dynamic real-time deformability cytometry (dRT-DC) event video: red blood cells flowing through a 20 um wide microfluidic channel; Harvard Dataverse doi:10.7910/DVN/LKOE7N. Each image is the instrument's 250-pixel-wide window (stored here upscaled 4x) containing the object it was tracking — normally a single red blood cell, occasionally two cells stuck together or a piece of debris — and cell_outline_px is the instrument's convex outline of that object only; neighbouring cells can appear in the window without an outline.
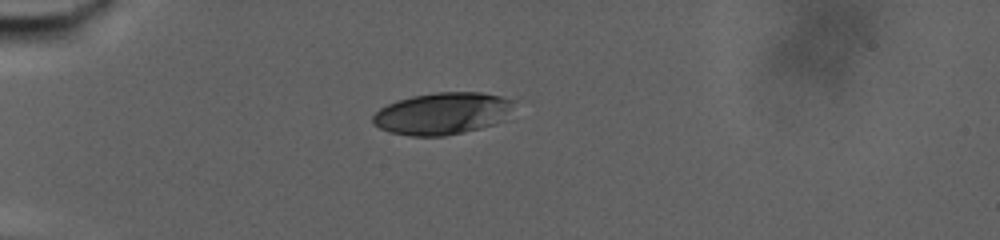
{"species": "human", "species_latin": "Homo sapiens", "temperature_condition": "warm", "stored_images_in_passage": 54, "camera_frame_rate_fps": 3000, "um_per_image_px": 0.085, "donor": {"sex": "male"}, "frame": {"image": 1, "passage_image": 1, "time_ms": 0.0, "image_size_px": [1000, 240], "cell_outline_px": [[516, 100], [508, 120], [496, 124], [464, 132], [444, 136], [412, 136], [392, 132], [380, 128], [372, 124], [372, 116], [380, 108], [388, 104], [412, 96], [436, 92], [480, 92], [500, 96]], "centroid_in_image_um": [37.68, 9.65], "position_along_channel_um": 47.3, "area_um2": 34.85}}
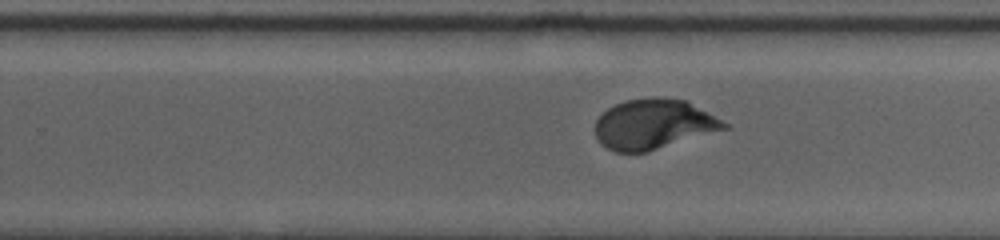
{"frame": {"image": 2, "passage_image": 29, "time_ms": 9.333, "image_size_px": [1000, 240], "cell_outline_px": [[732, 128], [648, 152], [616, 152], [600, 144], [596, 136], [596, 120], [608, 108], [624, 100], [652, 96], [660, 96], [688, 100], [728, 124]], "centroid_in_image_um": [55.6, 10.55], "position_along_channel_um": 274.2, "area_um2": 38.15}}
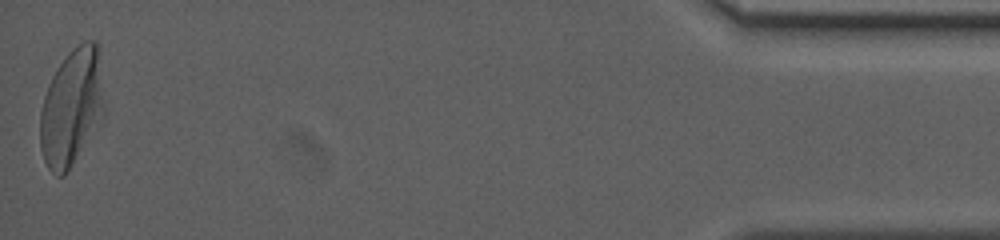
{"frame": {"image": 3, "passage_image": 54, "time_ms": 17.667, "image_size_px": [1000, 240], "cell_outline_px": [[104, 116], [64, 176], [56, 176], [48, 168], [44, 160], [40, 148], [40, 112], [44, 96], [48, 84], [56, 68], [68, 52], [72, 48], [84, 40], [96, 40], [100, 48], [104, 100]], "centroid_in_image_um": [6.1, 9.06], "position_along_channel_um": 429.1, "area_um2": 44.16}, "authors_computed_cell_mechanics": {"area_um2": 37.4255, "velocity_mm_per_s": 2.8116, "shape_relaxation_time_tau1_ms": 5.604, "shape_relaxation_time_tau2_ms": null, "deformation_change_tau1": 0.2192, "deformation_change_tau2": null}}